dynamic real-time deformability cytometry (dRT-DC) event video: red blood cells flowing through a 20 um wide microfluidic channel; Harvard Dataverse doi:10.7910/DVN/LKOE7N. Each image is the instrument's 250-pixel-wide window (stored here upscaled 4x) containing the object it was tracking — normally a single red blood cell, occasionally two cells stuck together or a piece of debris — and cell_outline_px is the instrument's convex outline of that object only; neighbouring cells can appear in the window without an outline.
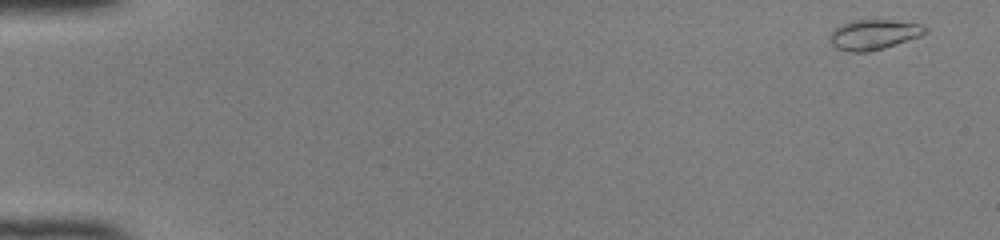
{"species": "common noctule bat (a hibernating species)", "species_latin": "Nyctalus noctula", "temperature_condition": "room temperature", "stored_images_in_passage": 49, "camera_frame_rate_fps": 3000, "um_per_image_px": 0.085, "animal": {"sex": "female", "body_mass_g": 22.0, "forearm_length_mm": 56.7}, "frame": {"image": 1, "passage_image": 1, "time_ms": 0.0, "image_size_px": [1000, 240], "cell_outline_px": [[928, 32], [920, 36], [884, 48], [868, 52], [848, 52], [836, 48], [832, 44], [828, 36], [832, 28], [852, 20], [892, 20], [924, 24]], "centroid_in_image_um": [74.24, 2.93], "position_along_channel_um": 10.8, "area_um2": 16.94}}
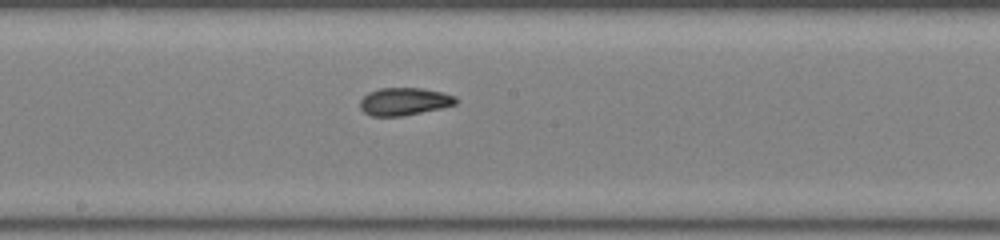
{"frame": {"image": 2, "passage_image": 27, "time_ms": 8.667, "image_size_px": [1000, 240], "cell_outline_px": [[460, 100], [456, 104], [440, 108], [404, 116], [372, 116], [364, 112], [360, 108], [360, 100], [368, 92], [380, 88], [420, 88], [440, 92], [456, 96]], "centroid_in_image_um": [34.36, 8.63], "position_along_channel_um": 213.8, "area_um2": 15.43}}
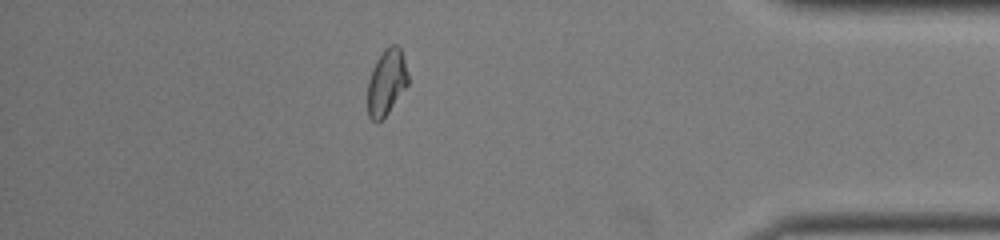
{"frame": {"image": 3, "passage_image": 43, "time_ms": 14.0, "image_size_px": [1000, 240], "cell_outline_px": [[408, 84], [388, 112], [380, 120], [372, 120], [368, 116], [368, 80], [372, 68], [376, 60], [384, 48], [392, 44], [396, 44], [400, 48], [404, 60], [408, 76]], "centroid_in_image_um": [32.84, 6.95], "position_along_channel_um": 402.4, "area_um2": 15.32}, "authors_computed_cell_mechanics": {"area_um2": 15.7794, "velocity_mm_per_s": 4.1175, "shape_relaxation_time_tau1_ms": 5.6172, "shape_relaxation_time_tau2_ms": 1.2529, "deformation_change_tau1": 0.1673, "deformation_change_tau2": 0.0514}}